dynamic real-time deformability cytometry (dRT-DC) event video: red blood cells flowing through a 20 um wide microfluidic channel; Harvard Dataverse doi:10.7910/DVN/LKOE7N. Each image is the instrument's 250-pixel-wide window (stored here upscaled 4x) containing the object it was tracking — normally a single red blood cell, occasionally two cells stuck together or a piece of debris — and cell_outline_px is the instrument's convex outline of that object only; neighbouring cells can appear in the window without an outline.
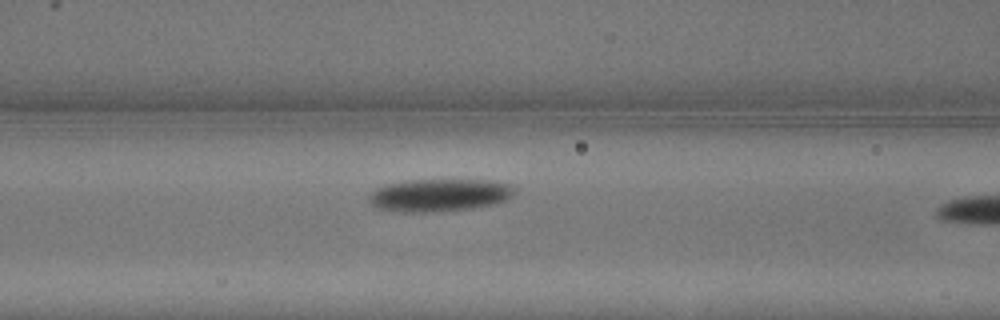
{"species": "common noctule bat (a hibernating species)", "species_latin": "Nyctalus noctula", "temperature_condition": "warm", "stored_images_in_passage": 8, "camera_frame_rate_fps": 3000, "um_per_image_px": 0.085, "animal": {"sex": "male", "body_mass_g": 13.3}, "frame": {"image": 1, "passage_image": 7, "time_ms": 2.0, "image_size_px": [1000, 320], "cell_outline_px": [[516, 192], [508, 200], [492, 204], [472, 208], [432, 212], [400, 212], [376, 208], [368, 204], [368, 196], [376, 188], [388, 184], [404, 180], [488, 180], [516, 184]], "centroid_in_image_um": [37.36, 16.58], "position_along_channel_um": 129.2, "area_um2": 28.15}}